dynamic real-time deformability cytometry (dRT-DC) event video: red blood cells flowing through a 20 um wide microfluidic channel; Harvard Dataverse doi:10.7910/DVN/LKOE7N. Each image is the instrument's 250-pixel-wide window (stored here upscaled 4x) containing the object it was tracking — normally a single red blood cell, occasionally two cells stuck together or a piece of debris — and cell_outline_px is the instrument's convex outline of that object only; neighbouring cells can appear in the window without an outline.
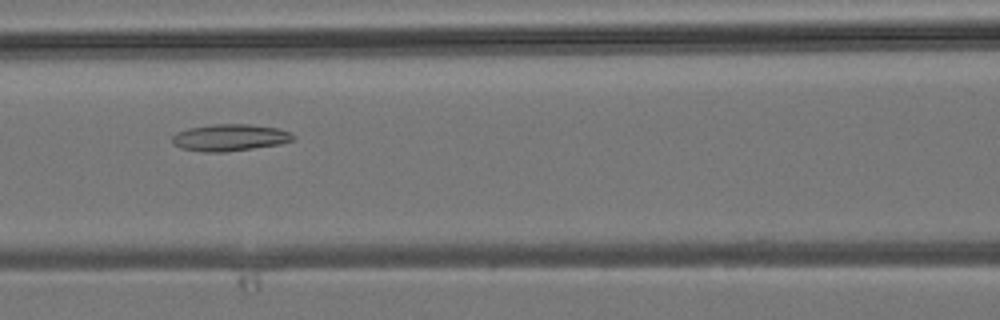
{"species": "common noctule bat (a hibernating species)", "species_latin": "Nyctalus noctula", "temperature_condition": "room temperature", "stored_images_in_passage": 38, "camera_frame_rate_fps": 3000, "um_per_image_px": 0.085, "animal": {"sex": "male", "body_mass_g": 19.2, "forearm_length_mm": 51.8}, "frame": {"image": 1, "passage_image": 14, "time_ms": 4.333, "image_size_px": [1000, 320], "cell_outline_px": [[296, 140], [280, 144], [224, 152], [204, 152], [180, 148], [172, 144], [172, 136], [176, 132], [188, 128], [216, 124], [248, 124], [280, 128], [296, 136]], "centroid_in_image_um": [19.54, 11.69], "position_along_channel_um": 147.1, "area_um2": 19.02}}
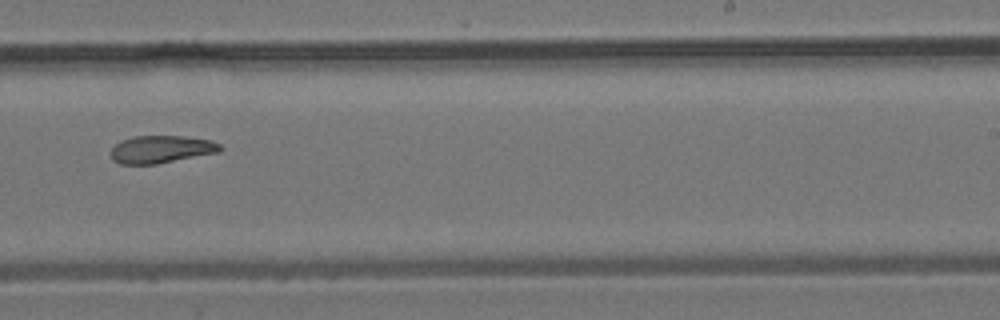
{"frame": {"image": 2, "passage_image": 22, "time_ms": 7.0, "image_size_px": [1000, 320], "cell_outline_px": [[224, 148], [220, 152], [156, 164], [120, 164], [112, 160], [108, 152], [120, 140], [132, 136], [184, 136], [212, 140], [220, 144]], "centroid_in_image_um": [13.68, 12.69], "position_along_channel_um": 275.3, "area_um2": 17.86}}
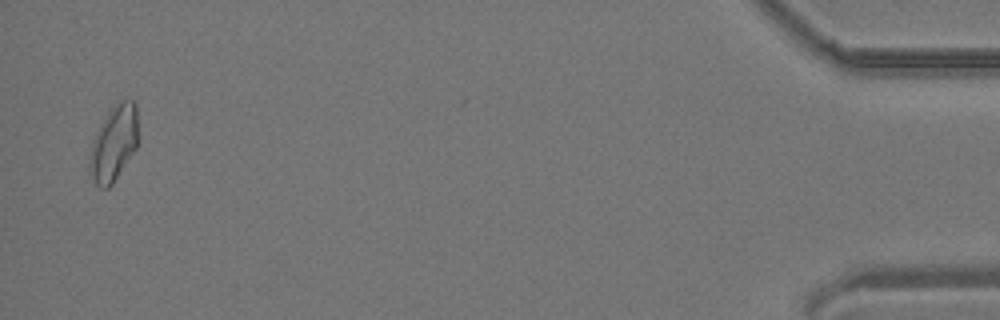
{"frame": {"image": 3, "passage_image": 37, "time_ms": 12.0, "image_size_px": [1000, 320], "cell_outline_px": [[136, 148], [112, 184], [108, 188], [100, 188], [96, 184], [88, 172], [88, 164], [92, 144], [96, 132], [100, 124], [108, 112], [120, 100], [136, 100]], "centroid_in_image_um": [9.64, 12.2], "position_along_channel_um": 425.6, "area_um2": 20.98}}